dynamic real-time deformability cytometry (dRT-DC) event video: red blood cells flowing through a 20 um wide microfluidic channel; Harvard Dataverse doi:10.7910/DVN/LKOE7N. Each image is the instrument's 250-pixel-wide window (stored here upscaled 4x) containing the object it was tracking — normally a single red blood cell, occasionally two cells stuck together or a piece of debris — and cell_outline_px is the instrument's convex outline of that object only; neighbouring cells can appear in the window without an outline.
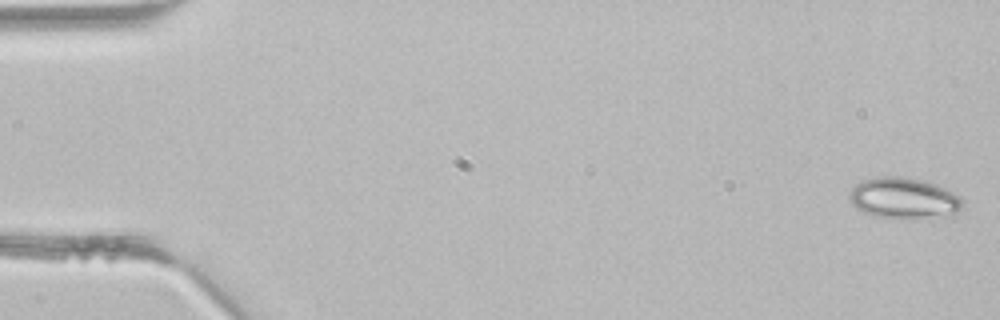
{"species": "common noctule bat (a hibernating species)", "species_latin": "Nyctalus noctula", "temperature_condition": "room temperature", "stored_images_in_passage": 13, "camera_frame_rate_fps": 3000, "um_per_image_px": 0.085, "animal": {"sex": "male", "body_mass_g": 21.5, "forearm_length_mm": 52.0}, "frame": {"image": 1, "passage_image": 1, "time_ms": 0.0, "image_size_px": [1000, 320], "cell_outline_px": [[964, 208], [952, 216], [876, 216], [864, 212], [856, 208], [848, 200], [848, 192], [860, 180], [876, 176], [900, 176], [924, 180], [936, 184], [960, 196], [964, 200]], "centroid_in_image_um": [76.82, 16.8], "position_along_channel_um": 8.2, "area_um2": 26.93}}